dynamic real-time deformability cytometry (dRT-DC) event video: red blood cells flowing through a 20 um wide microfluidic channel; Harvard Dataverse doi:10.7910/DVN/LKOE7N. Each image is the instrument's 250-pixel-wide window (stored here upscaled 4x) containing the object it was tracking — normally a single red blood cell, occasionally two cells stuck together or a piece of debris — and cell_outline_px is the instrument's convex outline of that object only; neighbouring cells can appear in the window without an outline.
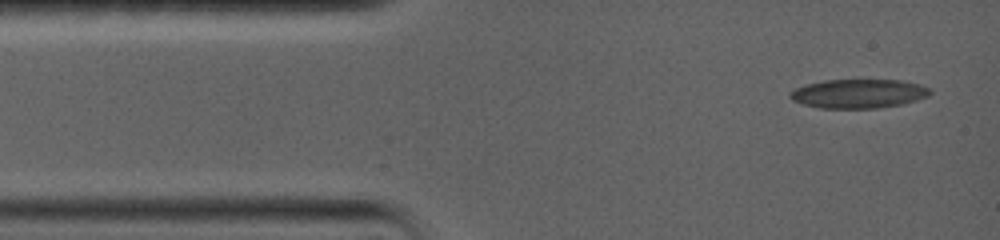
{"species": "common noctule bat (a hibernating species)", "species_latin": "Nyctalus noctula", "temperature_condition": "warm", "stored_images_in_passage": 12, "camera_frame_rate_fps": 5000, "um_per_image_px": 0.085, "animal": {"sex": "female", "body_mass_g": 19.0, "forearm_length_mm": 56.7}, "frame": {"image": 1, "passage_image": 1, "time_ms": 0.0, "image_size_px": [1000, 240], "cell_outline_px": [[932, 92], [928, 96], [904, 104], [876, 108], [820, 108], [804, 104], [792, 100], [788, 96], [788, 92], [804, 84], [824, 80], [904, 80], [920, 84], [928, 88]], "centroid_in_image_um": [72.96, 7.95], "position_along_channel_um": 12.0, "area_um2": 23.81}}
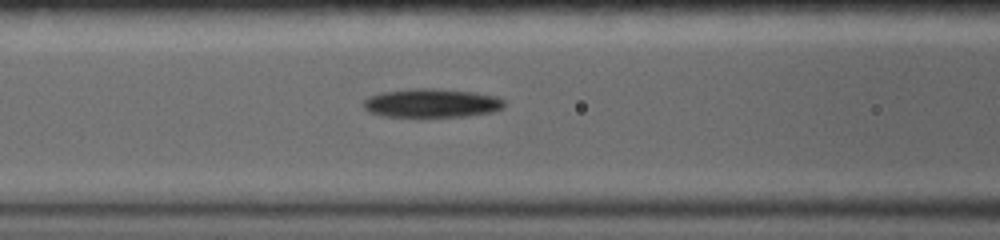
{"frame": {"image": 2, "passage_image": 9, "time_ms": 4.8, "image_size_px": [1000, 240], "cell_outline_px": [[504, 108], [492, 112], [468, 116], [420, 120], [384, 116], [368, 112], [364, 108], [364, 100], [368, 96], [380, 92], [412, 88], [432, 88], [476, 92], [496, 96], [504, 100]], "centroid_in_image_um": [36.66, 8.81], "position_along_channel_um": 129.9, "area_um2": 24.91}}
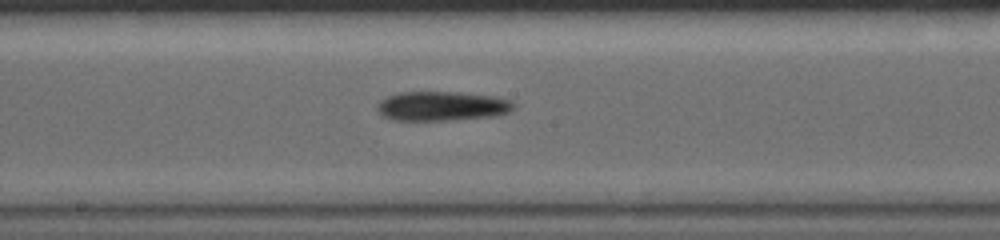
{"frame": {"image": 3, "passage_image": 12, "time_ms": 7.0, "image_size_px": [1000, 240], "cell_outline_px": [[516, 108], [508, 112], [496, 116], [448, 120], [392, 120], [380, 116], [376, 108], [376, 104], [380, 100], [388, 96], [400, 92], [456, 92], [496, 96], [512, 100], [516, 104]], "centroid_in_image_um": [37.57, 9.02], "position_along_channel_um": 210.6, "area_um2": 23.76}}